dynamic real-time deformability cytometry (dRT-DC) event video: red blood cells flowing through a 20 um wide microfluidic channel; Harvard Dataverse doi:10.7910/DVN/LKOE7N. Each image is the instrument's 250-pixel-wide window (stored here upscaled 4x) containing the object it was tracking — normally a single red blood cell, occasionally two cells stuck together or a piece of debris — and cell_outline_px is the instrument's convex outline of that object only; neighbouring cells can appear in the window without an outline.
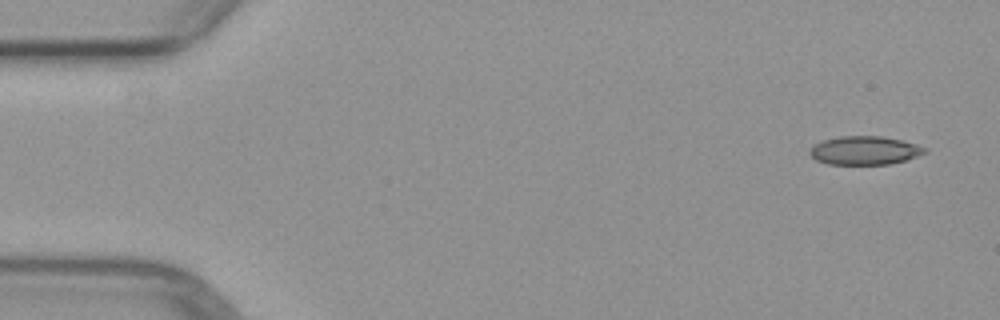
{"species": "common noctule bat (a hibernating species)", "species_latin": "Nyctalus noctula", "temperature_condition": "warm", "stored_images_in_passage": 6, "camera_frame_rate_fps": 3000, "um_per_image_px": 0.085, "animal": {"sex": "female", "body_mass_g": 29.2, "forearm_length_mm": 56.3}, "frame": {"image": 1, "passage_image": 1, "time_ms": 0.0, "image_size_px": [1000, 320], "cell_outline_px": [[928, 152], [908, 160], [888, 164], [828, 164], [816, 160], [808, 152], [816, 144], [824, 140], [840, 136], [880, 136], [900, 140], [916, 144], [928, 148]], "centroid_in_image_um": [73.54, 12.79], "position_along_channel_um": 11.5, "area_um2": 19.07}}
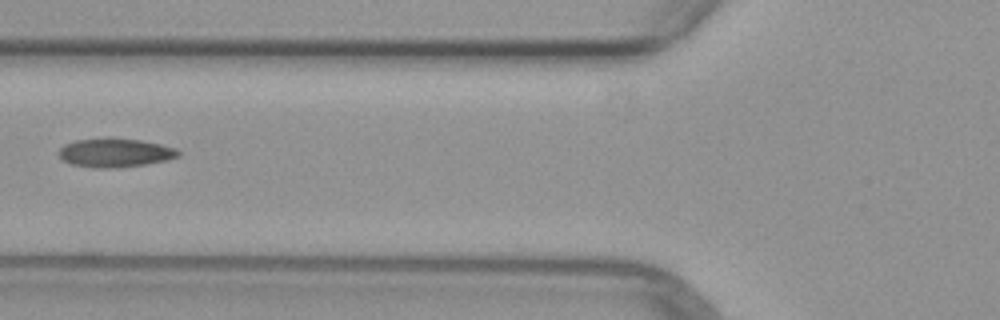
{"frame": {"image": 2, "passage_image": 5, "time_ms": 5.667, "image_size_px": [1000, 320], "cell_outline_px": [[180, 156], [168, 160], [144, 164], [116, 168], [92, 168], [68, 164], [60, 156], [60, 148], [64, 144], [76, 140], [108, 136], [112, 136], [140, 140], [160, 144], [176, 148], [180, 152]], "centroid_in_image_um": [9.77, 12.96], "position_along_channel_um": 116.0, "area_um2": 20.52}}
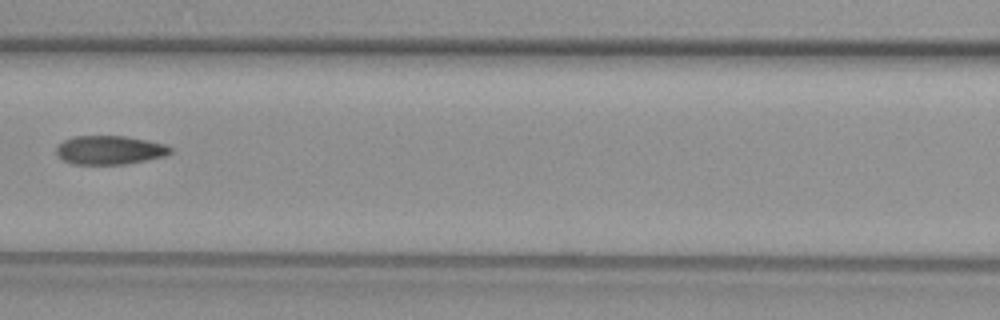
{"frame": {"image": 3, "passage_image": 6, "time_ms": 6.667, "image_size_px": [1000, 320], "cell_outline_px": [[172, 152], [164, 156], [124, 164], [72, 164], [64, 160], [56, 152], [56, 148], [64, 140], [72, 136], [124, 136], [148, 140], [164, 144], [172, 148]], "centroid_in_image_um": [9.32, 12.74], "position_along_channel_um": 157.3, "area_um2": 18.96}}